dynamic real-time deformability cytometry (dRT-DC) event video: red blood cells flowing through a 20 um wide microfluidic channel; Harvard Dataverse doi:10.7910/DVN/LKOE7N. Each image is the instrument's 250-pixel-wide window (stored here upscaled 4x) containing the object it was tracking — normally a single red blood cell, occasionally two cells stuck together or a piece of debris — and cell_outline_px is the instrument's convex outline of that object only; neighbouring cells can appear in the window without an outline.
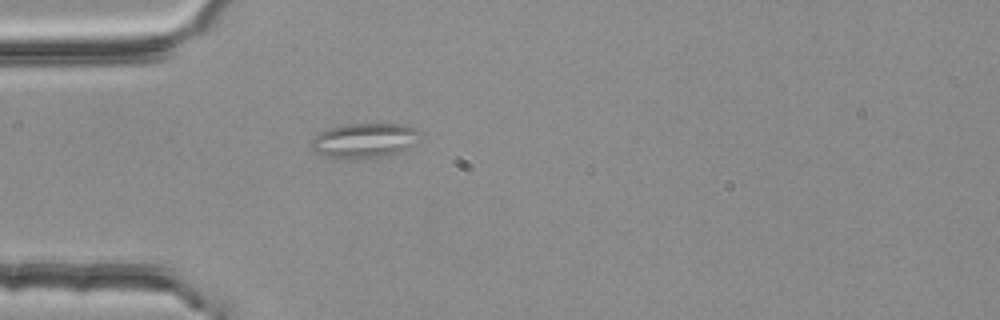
{"species": "common noctule bat (a hibernating species)", "species_latin": "Nyctalus noctula", "temperature_condition": "room temperature", "stored_images_in_passage": 5, "camera_frame_rate_fps": 3000, "um_per_image_px": 0.085, "animal": {"sex": "female", "body_mass_g": 25.1}, "frame": {"image": 1, "passage_image": 5, "time_ms": 1.333, "image_size_px": [1000, 320], "cell_outline_px": [[420, 132], [412, 144], [396, 152], [380, 156], [328, 156], [312, 152], [312, 140], [320, 132], [328, 128], [348, 124], [404, 124], [416, 128]], "centroid_in_image_um": [30.94, 11.88], "position_along_channel_um": 54.1, "area_um2": 20.87}}